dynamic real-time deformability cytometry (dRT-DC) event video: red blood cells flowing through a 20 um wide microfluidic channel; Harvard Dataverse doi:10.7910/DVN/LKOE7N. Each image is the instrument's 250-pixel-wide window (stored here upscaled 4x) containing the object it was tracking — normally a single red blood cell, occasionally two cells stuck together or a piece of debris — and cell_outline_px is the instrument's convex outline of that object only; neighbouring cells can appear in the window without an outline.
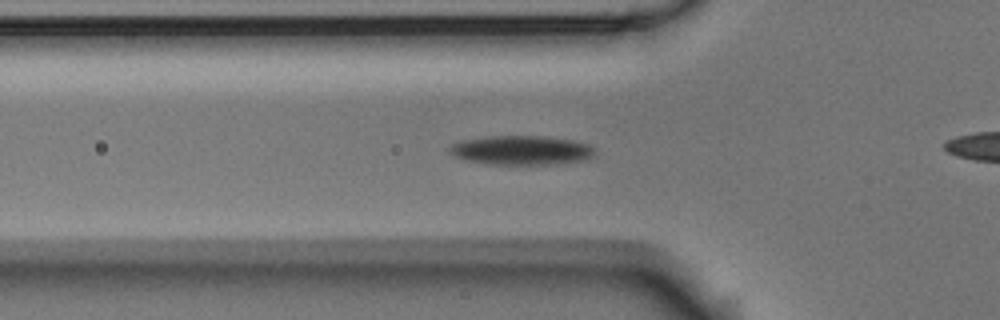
{"species": "Egyptian fruit bat (a non-hibernating species)", "species_latin": "Rousettus aegyptiacus", "temperature_condition": "room temperature", "stored_images_in_passage": 19, "camera_frame_rate_fps": 3000, "um_per_image_px": 0.085, "animal": {"sex": "male"}, "frame": {"image": 1, "passage_image": 19, "time_ms": 6.0, "image_size_px": [1000, 320], "cell_outline_px": [[596, 148], [592, 156], [584, 160], [556, 164], [488, 164], [468, 160], [456, 156], [448, 152], [448, 148], [452, 144], [460, 140], [488, 136], [544, 136], [572, 140], [592, 144]], "centroid_in_image_um": [44.34, 12.76], "position_along_channel_um": 81.5, "area_um2": 24.85}}